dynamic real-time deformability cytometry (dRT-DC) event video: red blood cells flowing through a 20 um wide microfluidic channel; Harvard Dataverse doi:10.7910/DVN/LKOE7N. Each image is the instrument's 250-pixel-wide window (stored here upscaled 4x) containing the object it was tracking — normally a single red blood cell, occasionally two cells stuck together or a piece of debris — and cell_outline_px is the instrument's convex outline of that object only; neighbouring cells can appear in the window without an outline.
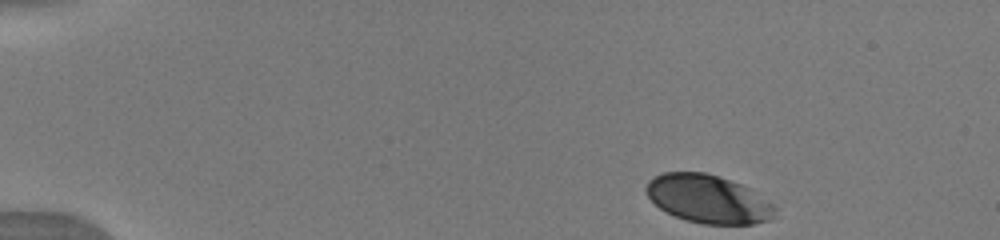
{"species": "human", "species_latin": "Homo sapiens", "temperature_condition": "warm", "stored_images_in_passage": 31, "camera_frame_rate_fps": 3000, "um_per_image_px": 0.085, "donor": {"sex": "male"}, "frame": {"image": 1, "passage_image": 1, "time_ms": 0.0, "image_size_px": [1000, 240], "cell_outline_px": [[776, 208], [768, 220], [752, 224], [700, 224], [684, 220], [660, 208], [648, 196], [644, 188], [648, 180], [652, 176], [664, 172], [704, 172], [752, 188], [772, 204]], "centroid_in_image_um": [60.15, 16.91], "position_along_channel_um": 24.8, "area_um2": 36.07}}
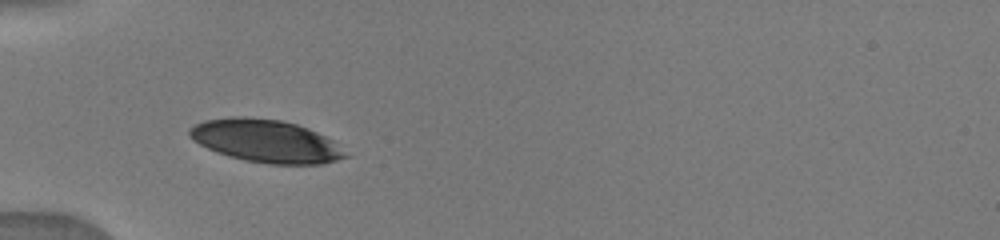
{"frame": {"image": 2, "passage_image": 21, "time_ms": 3.333, "image_size_px": [1000, 240], "cell_outline_px": [[348, 156], [336, 160], [320, 164], [268, 164], [228, 156], [208, 148], [200, 144], [188, 136], [188, 132], [196, 124], [204, 120], [232, 116], [240, 116], [280, 120], [296, 124], [308, 128], [332, 140]], "centroid_in_image_um": [22.58, 11.98], "position_along_channel_um": 62.4, "area_um2": 38.32}}
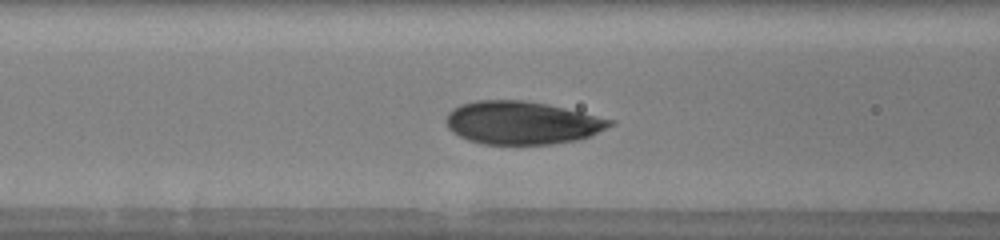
{"frame": {"image": 3, "passage_image": 31, "time_ms": 5.0, "image_size_px": [1000, 240], "cell_outline_px": [[616, 124], [592, 136], [580, 140], [556, 144], [528, 148], [512, 148], [480, 144], [468, 140], [452, 132], [448, 128], [444, 120], [448, 112], [452, 108], [460, 104], [476, 100], [524, 100], [548, 104], [616, 120]], "centroid_in_image_um": [44.38, 10.5], "position_along_channel_um": 122.2, "area_um2": 43.06}}